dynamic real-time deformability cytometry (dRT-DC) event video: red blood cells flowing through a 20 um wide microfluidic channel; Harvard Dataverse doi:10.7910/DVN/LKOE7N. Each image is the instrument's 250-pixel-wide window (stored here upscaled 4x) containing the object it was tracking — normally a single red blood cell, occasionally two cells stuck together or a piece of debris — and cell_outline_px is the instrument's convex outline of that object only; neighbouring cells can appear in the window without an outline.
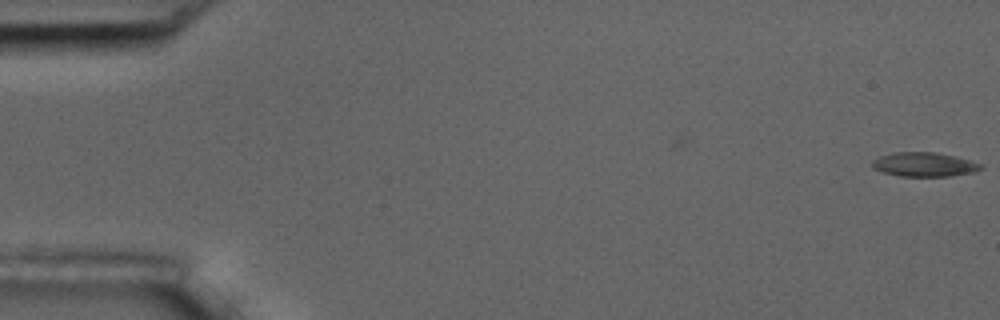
{"species": "common noctule bat (a hibernating species)", "species_latin": "Nyctalus noctula", "temperature_condition": "room temperature", "stored_images_in_passage": 2, "camera_frame_rate_fps": 3000, "um_per_image_px": 0.085, "animal": {"sex": "male", "body_mass_g": 17.5, "forearm_length_mm": 52.3}, "frame": {"image": 1, "passage_image": 2, "time_ms": 0.333, "image_size_px": [1000, 320], "cell_outline_px": [[984, 168], [976, 172], [952, 176], [900, 176], [884, 172], [872, 168], [872, 160], [880, 156], [892, 152], [936, 152], [956, 156], [984, 164]], "centroid_in_image_um": [78.61, 13.98], "position_along_channel_um": 6.4, "area_um2": 15.55}}